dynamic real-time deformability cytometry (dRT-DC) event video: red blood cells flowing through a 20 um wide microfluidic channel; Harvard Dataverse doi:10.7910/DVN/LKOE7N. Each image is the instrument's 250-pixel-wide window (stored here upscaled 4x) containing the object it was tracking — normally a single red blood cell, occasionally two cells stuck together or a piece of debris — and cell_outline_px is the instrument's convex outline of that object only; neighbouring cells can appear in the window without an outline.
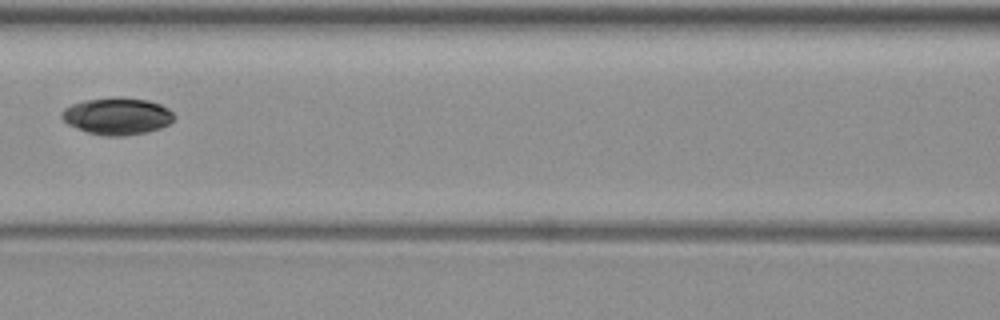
{"species": "common noctule bat (a hibernating species)", "species_latin": "Nyctalus noctula", "temperature_condition": "warm", "stored_images_in_passage": 7, "camera_frame_rate_fps": 3000, "um_per_image_px": 0.085, "animal": {"sex": "female", "body_mass_g": 19.3, "forearm_length_mm": 54.1}, "frame": {"image": 1, "passage_image": 7, "time_ms": 8.0, "image_size_px": [1000, 320], "cell_outline_px": [[176, 116], [168, 124], [160, 128], [148, 132], [124, 136], [104, 136], [88, 132], [68, 124], [60, 116], [60, 112], [64, 108], [72, 104], [84, 100], [112, 96], [120, 96], [148, 100], [160, 104], [168, 108]], "centroid_in_image_um": [9.96, 9.85], "position_along_channel_um": 156.6, "area_um2": 24.51}}